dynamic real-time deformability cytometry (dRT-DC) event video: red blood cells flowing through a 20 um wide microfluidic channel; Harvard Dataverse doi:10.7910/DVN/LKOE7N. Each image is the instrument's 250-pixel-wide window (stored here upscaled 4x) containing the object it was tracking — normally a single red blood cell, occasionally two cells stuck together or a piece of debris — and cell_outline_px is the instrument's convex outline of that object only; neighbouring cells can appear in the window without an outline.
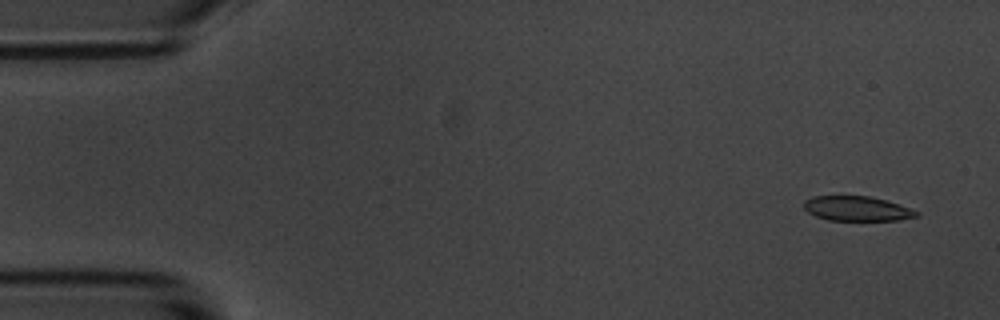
{"species": "common noctule bat (a hibernating species)", "species_latin": "Nyctalus noctula", "temperature_condition": "room temperature", "stored_images_in_passage": 4, "camera_frame_rate_fps": 3000, "um_per_image_px": 0.085, "animal": {"sex": "male", "body_mass_g": 20.1, "forearm_length_mm": 53.5}, "frame": {"image": 1, "passage_image": 1, "time_ms": 0.0, "image_size_px": [1000, 320], "cell_outline_px": [[920, 216], [896, 220], [828, 220], [816, 216], [808, 212], [804, 208], [804, 200], [812, 196], [868, 196], [888, 200], [920, 212]], "centroid_in_image_um": [72.85, 17.72], "position_along_channel_um": 12.1, "area_um2": 16.24}}